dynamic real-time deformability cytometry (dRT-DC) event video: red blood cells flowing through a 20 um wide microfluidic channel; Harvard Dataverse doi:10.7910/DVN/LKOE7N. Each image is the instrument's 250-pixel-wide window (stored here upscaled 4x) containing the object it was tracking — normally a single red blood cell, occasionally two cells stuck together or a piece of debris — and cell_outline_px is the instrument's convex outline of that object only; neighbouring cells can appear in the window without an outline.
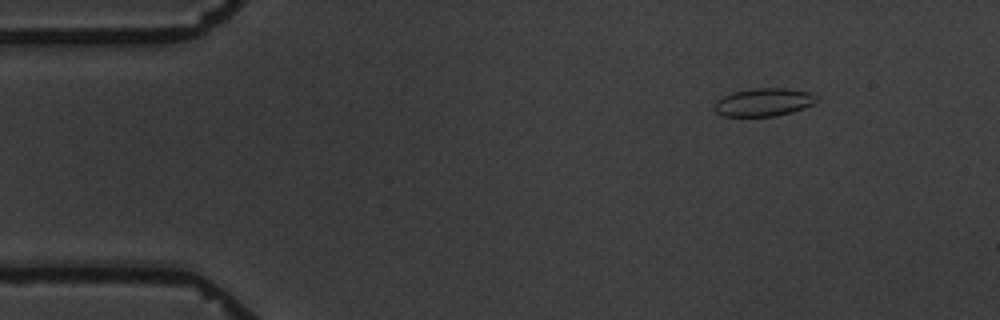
{"species": "common noctule bat (a hibernating species)", "species_latin": "Nyctalus noctula", "temperature_condition": "warm", "stored_images_in_passage": 7, "camera_frame_rate_fps": 3000, "um_per_image_px": 0.085, "animal": {"sex": "male", "body_mass_g": 19.5, "forearm_length_mm": 54.6}, "frame": {"image": 1, "passage_image": 2, "time_ms": 1.333, "image_size_px": [1000, 320], "cell_outline_px": [[820, 100], [804, 108], [792, 112], [776, 116], [724, 116], [716, 112], [716, 100], [732, 92], [752, 88], [784, 88], [812, 92], [820, 96]], "centroid_in_image_um": [64.99, 8.67], "position_along_channel_um": 20.0, "area_um2": 16.82}}
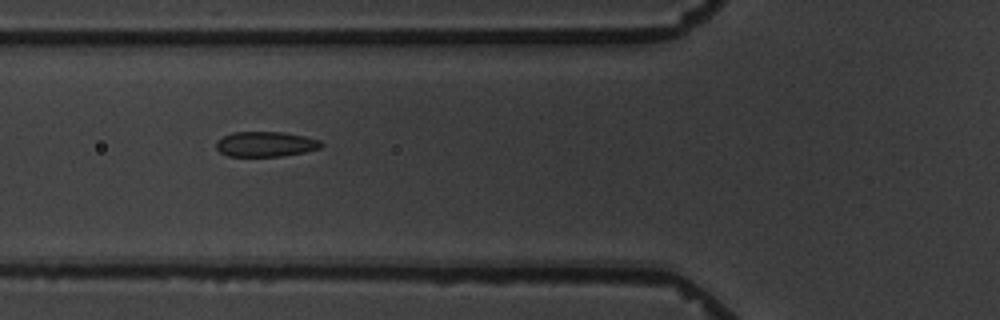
{"frame": {"image": 2, "passage_image": 6, "time_ms": 6.0, "image_size_px": [1000, 320], "cell_outline_px": [[324, 144], [320, 148], [304, 152], [280, 156], [228, 156], [220, 152], [216, 148], [216, 140], [232, 132], [284, 132], [304, 136], [320, 140]], "centroid_in_image_um": [22.57, 12.25], "position_along_channel_um": 103.2, "area_um2": 15.37}}
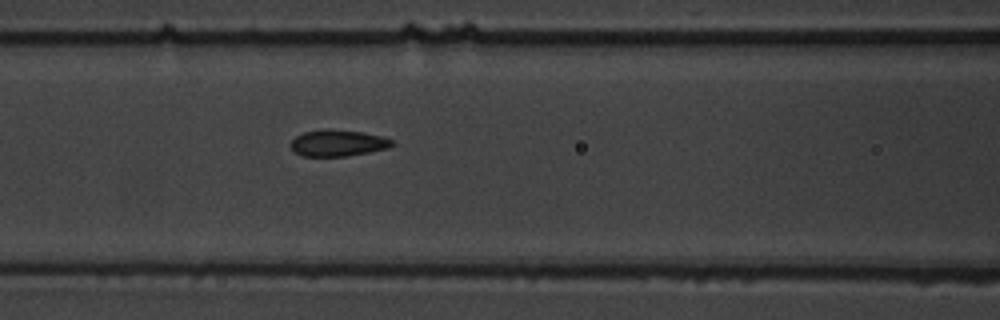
{"frame": {"image": 3, "passage_image": 7, "time_ms": 7.0, "image_size_px": [1000, 320], "cell_outline_px": [[396, 144], [388, 148], [368, 152], [344, 156], [304, 156], [296, 152], [292, 148], [292, 140], [296, 136], [304, 132], [328, 128], [364, 132], [384, 136], [392, 140]], "centroid_in_image_um": [28.77, 12.14], "position_along_channel_um": 137.8, "area_um2": 15.61}}